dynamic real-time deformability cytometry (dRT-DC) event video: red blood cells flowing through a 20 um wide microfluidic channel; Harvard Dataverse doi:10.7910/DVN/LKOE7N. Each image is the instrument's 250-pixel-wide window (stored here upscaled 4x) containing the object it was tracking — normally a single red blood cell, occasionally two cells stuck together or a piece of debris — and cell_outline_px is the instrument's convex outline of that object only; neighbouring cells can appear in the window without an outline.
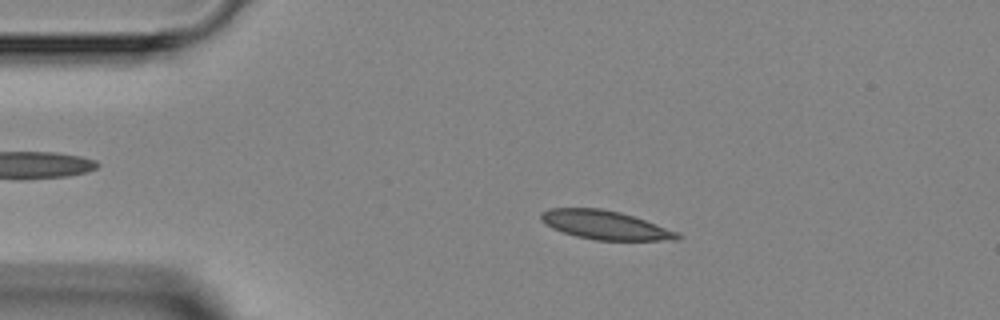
{"species": "Egyptian fruit bat (a non-hibernating species)", "species_latin": "Rousettus aegyptiacus", "temperature_condition": "room temperature", "stored_images_in_passage": 3, "camera_frame_rate_fps": 3000, "um_per_image_px": 0.085, "animal": {"sex": "female"}, "frame": {"image": 1, "passage_image": 2, "time_ms": 1.0, "image_size_px": [1000, 320], "cell_outline_px": [[684, 236], [680, 240], [596, 240], [576, 236], [552, 228], [544, 224], [540, 220], [540, 212], [548, 208], [600, 208], [620, 212], [644, 220], [676, 232]], "centroid_in_image_um": [51.38, 19.12], "position_along_channel_um": 33.6, "area_um2": 22.77}}